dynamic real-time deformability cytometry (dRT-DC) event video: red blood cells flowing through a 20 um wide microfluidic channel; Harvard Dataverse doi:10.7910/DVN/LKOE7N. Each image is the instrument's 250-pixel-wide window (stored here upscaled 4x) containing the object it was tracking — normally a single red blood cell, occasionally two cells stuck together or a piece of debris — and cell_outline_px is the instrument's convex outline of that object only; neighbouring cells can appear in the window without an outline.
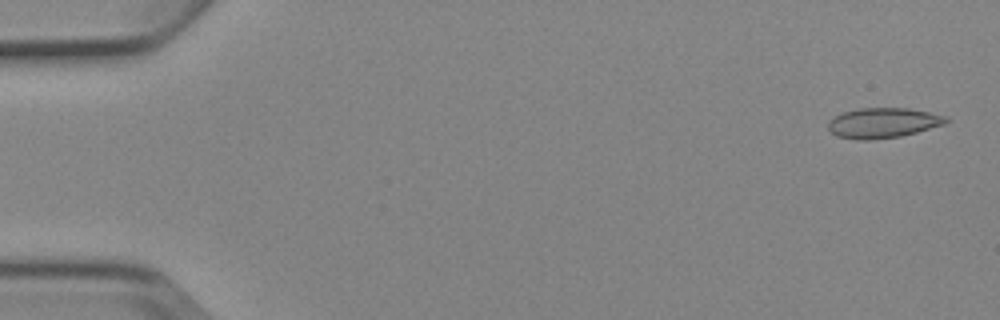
{"species": "Egyptian fruit bat (a non-hibernating species)", "species_latin": "Rousettus aegyptiacus", "temperature_condition": "cold", "stored_images_in_passage": 5, "camera_frame_rate_fps": 3000, "um_per_image_px": 0.085, "animal": {"sex": "female"}, "frame": {"image": 1, "passage_image": 1, "time_ms": 0.0, "image_size_px": [1000, 320], "cell_outline_px": [[948, 120], [944, 124], [916, 132], [900, 136], [868, 140], [856, 140], [836, 136], [828, 128], [828, 120], [844, 112], [860, 108], [908, 108], [948, 116]], "centroid_in_image_um": [75.04, 10.44], "position_along_channel_um": 10.0, "area_um2": 20.58}}